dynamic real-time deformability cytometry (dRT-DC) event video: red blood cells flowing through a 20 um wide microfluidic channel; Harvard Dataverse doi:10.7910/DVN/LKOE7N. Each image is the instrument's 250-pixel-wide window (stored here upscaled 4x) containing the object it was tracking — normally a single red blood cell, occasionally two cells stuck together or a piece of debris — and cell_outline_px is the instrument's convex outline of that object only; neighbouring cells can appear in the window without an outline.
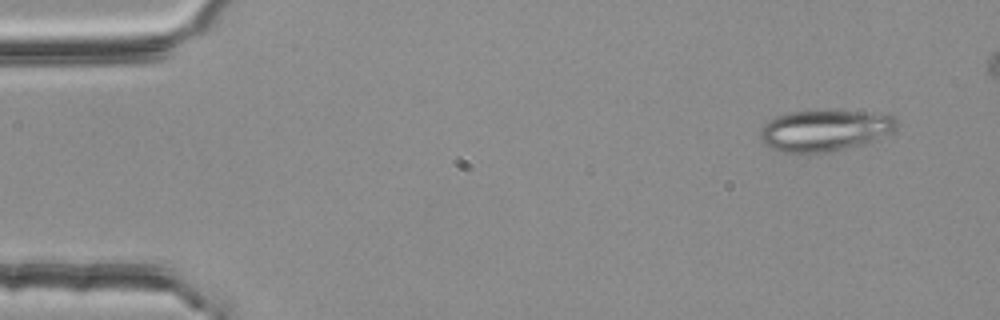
{"species": "common noctule bat (a hibernating species)", "species_latin": "Nyctalus noctula", "temperature_condition": "room temperature", "stored_images_in_passage": 4, "camera_frame_rate_fps": 3000, "um_per_image_px": 0.085, "animal": {"sex": "female", "body_mass_g": 25.1}, "frame": {"image": 1, "passage_image": 1, "time_ms": 0.0, "image_size_px": [1000, 320], "cell_outline_px": [[896, 128], [892, 132], [872, 140], [828, 152], [784, 152], [772, 148], [760, 140], [760, 132], [764, 124], [768, 120], [776, 116], [788, 112], [860, 112], [892, 116], [896, 120]], "centroid_in_image_um": [70.03, 11.09], "position_along_channel_um": 15.0, "area_um2": 31.67}}